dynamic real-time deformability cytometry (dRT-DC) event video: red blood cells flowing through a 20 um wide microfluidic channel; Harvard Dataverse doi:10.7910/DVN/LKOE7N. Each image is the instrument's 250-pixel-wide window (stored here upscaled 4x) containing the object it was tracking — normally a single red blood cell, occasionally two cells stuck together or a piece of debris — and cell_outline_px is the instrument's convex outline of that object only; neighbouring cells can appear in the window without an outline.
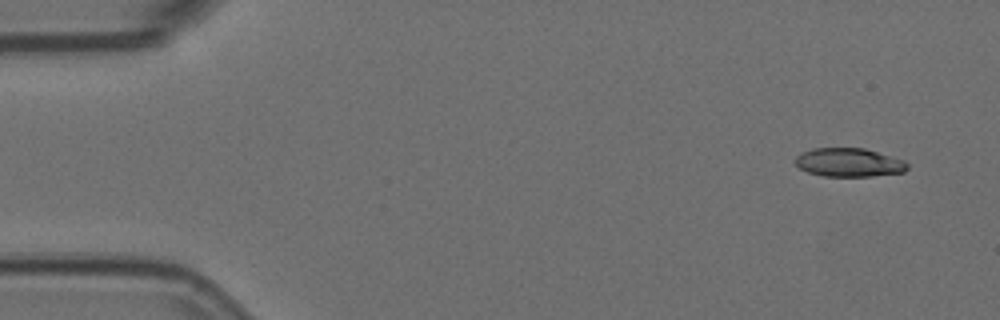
{"species": "Egyptian fruit bat (a non-hibernating species)", "species_latin": "Rousettus aegyptiacus", "temperature_condition": "room temperature", "stored_images_in_passage": 5, "camera_frame_rate_fps": 3000, "um_per_image_px": 0.085, "animal": {"sex": "female"}, "frame": {"image": 1, "passage_image": 1, "time_ms": 0.0, "image_size_px": [1000, 320], "cell_outline_px": [[908, 168], [904, 172], [872, 176], [824, 176], [808, 172], [800, 168], [796, 164], [796, 156], [800, 152], [812, 148], [864, 148], [904, 160], [908, 164]], "centroid_in_image_um": [72.15, 13.8], "position_along_channel_um": 12.8, "area_um2": 18.67}}
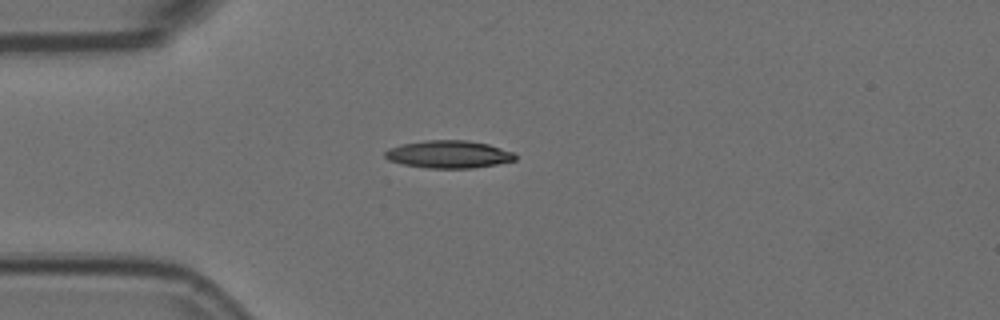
{"frame": {"image": 2, "passage_image": 4, "time_ms": 1.0, "image_size_px": [1000, 320], "cell_outline_px": [[516, 160], [496, 164], [472, 168], [428, 168], [404, 164], [388, 160], [384, 156], [384, 152], [388, 148], [404, 144], [424, 140], [468, 140], [488, 144], [516, 152]], "centroid_in_image_um": [38.16, 13.11], "position_along_channel_um": 46.8, "area_um2": 20.98}}